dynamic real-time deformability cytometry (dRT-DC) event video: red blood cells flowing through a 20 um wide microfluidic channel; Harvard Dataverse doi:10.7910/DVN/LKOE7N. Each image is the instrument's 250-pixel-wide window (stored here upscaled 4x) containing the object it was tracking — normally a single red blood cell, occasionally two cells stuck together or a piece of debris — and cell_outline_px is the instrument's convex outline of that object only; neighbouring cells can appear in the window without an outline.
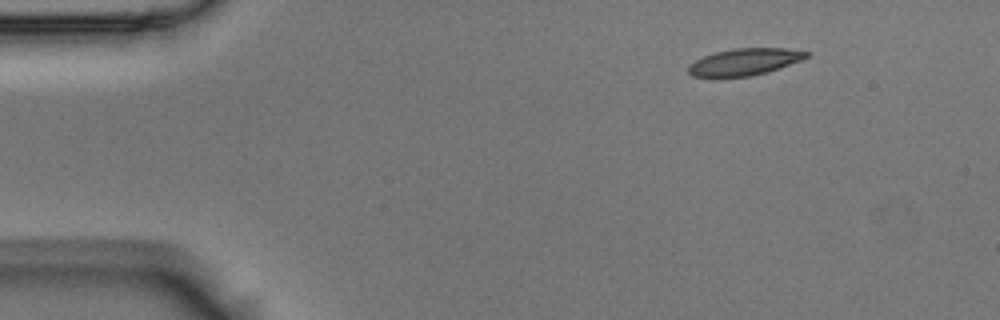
{"species": "Egyptian fruit bat (a non-hibernating species)", "species_latin": "Rousettus aegyptiacus", "temperature_condition": "room temperature", "stored_images_in_passage": 3, "camera_frame_rate_fps": 3000, "um_per_image_px": 0.085, "animal": {"sex": "male"}, "frame": {"image": 1, "passage_image": 1, "time_ms": 0.0, "image_size_px": [1000, 320], "cell_outline_px": [[812, 52], [808, 56], [800, 60], [768, 72], [752, 76], [716, 80], [692, 76], [688, 72], [688, 64], [704, 56], [716, 52], [732, 48], [788, 48]], "centroid_in_image_um": [63.22, 5.3], "position_along_channel_um": 21.8, "area_um2": 19.19}}